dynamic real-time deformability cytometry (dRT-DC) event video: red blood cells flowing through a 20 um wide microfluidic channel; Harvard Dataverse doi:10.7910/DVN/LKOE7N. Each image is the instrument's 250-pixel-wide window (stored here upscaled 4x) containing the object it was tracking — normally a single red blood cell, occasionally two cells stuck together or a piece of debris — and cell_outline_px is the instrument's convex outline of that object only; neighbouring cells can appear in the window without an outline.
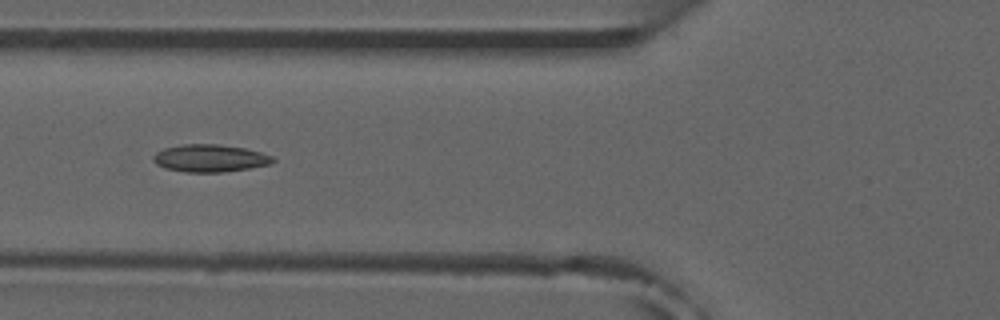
{"species": "common noctule bat (a hibernating species)", "species_latin": "Nyctalus noctula", "temperature_condition": "room temperature", "stored_images_in_passage": 8, "camera_frame_rate_fps": 3000, "um_per_image_px": 0.085, "animal": {"sex": "male", "forearm_length_mm": 52.5}, "frame": {"image": 1, "passage_image": 6, "time_ms": 5.667, "image_size_px": [1000, 320], "cell_outline_px": [[276, 160], [272, 164], [224, 172], [184, 172], [164, 168], [156, 164], [152, 160], [152, 156], [156, 152], [164, 148], [184, 144], [220, 144], [244, 148], [260, 152], [272, 156]], "centroid_in_image_um": [17.83, 13.45], "position_along_channel_um": 108.0, "area_um2": 19.25}}
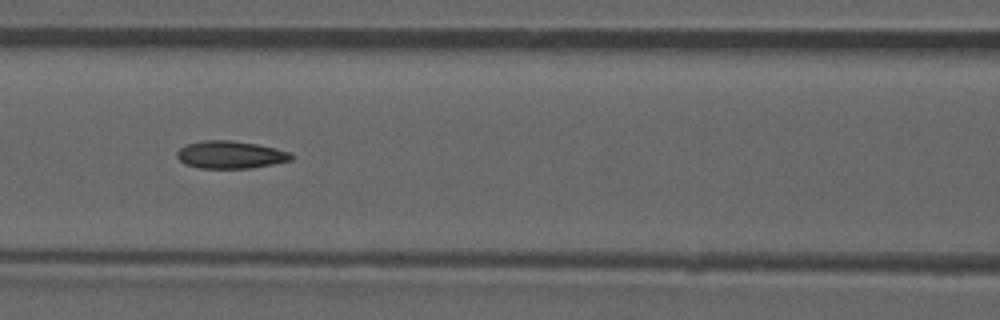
{"frame": {"image": 2, "passage_image": 7, "time_ms": 6.667, "image_size_px": [1000, 320], "cell_outline_px": [[292, 160], [252, 168], [200, 168], [184, 164], [176, 156], [176, 152], [180, 148], [188, 144], [204, 140], [232, 140], [256, 144], [276, 148], [292, 152]], "centroid_in_image_um": [19.59, 13.15], "position_along_channel_um": 147.0, "area_um2": 18.38}}